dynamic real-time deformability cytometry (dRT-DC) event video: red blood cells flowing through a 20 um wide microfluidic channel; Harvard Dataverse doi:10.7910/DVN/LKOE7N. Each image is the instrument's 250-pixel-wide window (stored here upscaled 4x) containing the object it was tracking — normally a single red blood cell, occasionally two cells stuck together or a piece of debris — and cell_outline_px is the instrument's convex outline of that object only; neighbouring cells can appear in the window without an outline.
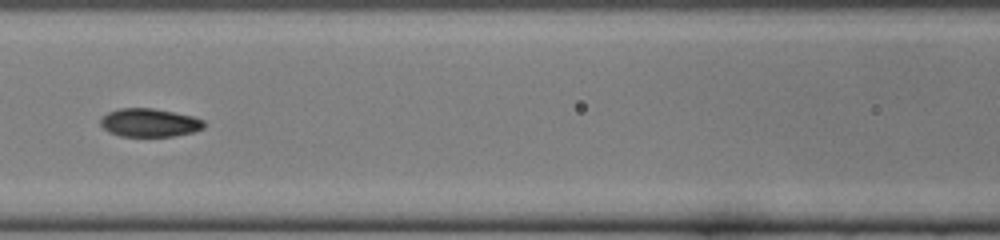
{"species": "common noctule bat (a hibernating species)", "species_latin": "Nyctalus noctula", "temperature_condition": "cold", "stored_images_in_passage": 45, "segment_of_instrument_passage": [2, 2], "camera_frame_rate_fps": 3000, "um_per_image_px": 0.085, "animal": {"sex": "female", "body_mass_g": 22.0, "forearm_length_mm": 56.7}, "frame": {"image": 1, "passage_image": 18, "time_ms": 5.667, "image_size_px": [1000, 240], "cell_outline_px": [[204, 128], [192, 132], [172, 136], [120, 136], [108, 132], [100, 124], [100, 116], [108, 112], [120, 108], [152, 108], [192, 116], [204, 120]], "centroid_in_image_um": [12.66, 10.42], "position_along_channel_um": 153.9, "area_um2": 17.05}}
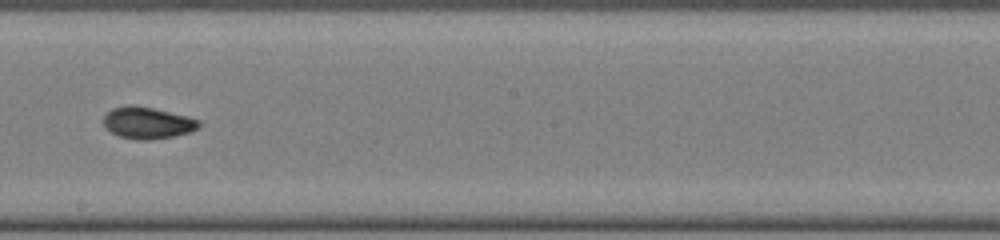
{"frame": {"image": 2, "passage_image": 24, "time_ms": 7.667, "image_size_px": [1000, 240], "cell_outline_px": [[200, 128], [188, 132], [172, 136], [148, 140], [136, 140], [120, 136], [112, 132], [104, 124], [104, 116], [112, 108], [128, 104], [132, 104], [152, 108], [188, 116], [200, 120]], "centroid_in_image_um": [12.55, 10.43], "position_along_channel_um": 235.6, "area_um2": 17.51}}
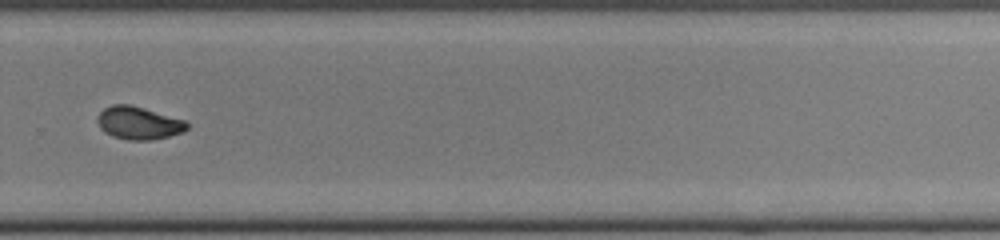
{"frame": {"image": 3, "passage_image": 30, "time_ms": 9.667, "image_size_px": [1000, 240], "cell_outline_px": [[188, 128], [184, 132], [152, 140], [128, 140], [112, 136], [100, 128], [96, 120], [100, 112], [104, 108], [112, 104], [128, 104], [144, 108], [184, 120], [188, 124]], "centroid_in_image_um": [11.77, 10.46], "position_along_channel_um": 318.0, "area_um2": 17.05}}